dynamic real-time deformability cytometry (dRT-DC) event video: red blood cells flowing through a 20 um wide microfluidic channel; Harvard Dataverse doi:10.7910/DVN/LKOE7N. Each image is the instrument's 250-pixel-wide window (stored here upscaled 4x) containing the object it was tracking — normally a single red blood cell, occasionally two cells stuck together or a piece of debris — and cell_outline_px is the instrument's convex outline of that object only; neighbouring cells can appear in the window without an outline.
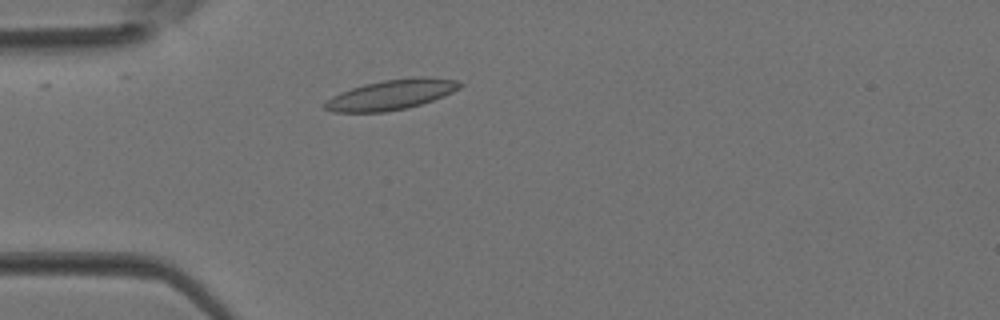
{"species": "Egyptian fruit bat (a non-hibernating species)", "species_latin": "Rousettus aegyptiacus", "temperature_condition": "room temperature", "stored_images_in_passage": 2, "camera_frame_rate_fps": 3000, "um_per_image_px": 0.085, "animal": {"sex": "female"}, "frame": {"image": 1, "passage_image": 2, "time_ms": 0.333, "image_size_px": [1000, 320], "cell_outline_px": [[464, 84], [460, 88], [444, 96], [408, 108], [384, 112], [332, 112], [324, 108], [324, 104], [332, 96], [340, 92], [364, 84], [384, 80], [416, 76], [424, 76], [456, 80]], "centroid_in_image_um": [33.28, 8.04], "position_along_channel_um": 51.7, "area_um2": 23.64}}